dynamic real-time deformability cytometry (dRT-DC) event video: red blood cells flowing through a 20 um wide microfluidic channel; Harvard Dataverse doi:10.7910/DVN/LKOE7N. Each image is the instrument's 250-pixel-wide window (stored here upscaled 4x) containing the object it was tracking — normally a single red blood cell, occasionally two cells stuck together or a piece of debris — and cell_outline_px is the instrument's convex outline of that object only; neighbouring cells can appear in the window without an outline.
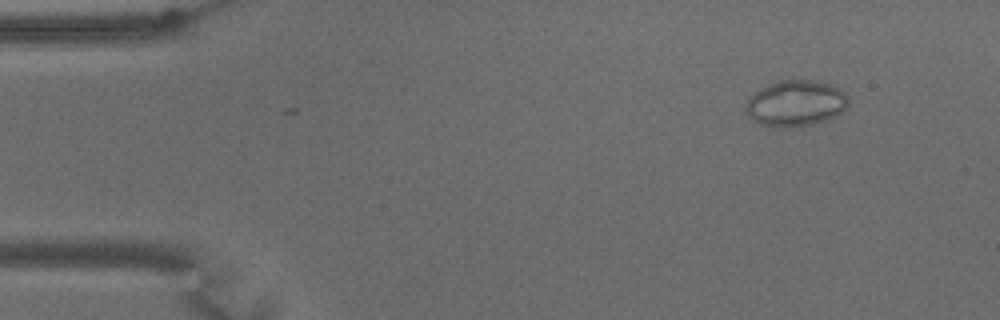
{"species": "common noctule bat (a hibernating species)", "species_latin": "Nyctalus noctula", "temperature_condition": "warm", "stored_images_in_passage": 59, "camera_frame_rate_fps": 3000, "um_per_image_px": 0.085, "animal": {"sex": "male", "body_mass_g": 15.6}, "frame": {"image": 1, "passage_image": 3, "time_ms": 0.667, "image_size_px": [1000, 320], "cell_outline_px": [[848, 104], [840, 112], [824, 120], [812, 124], [760, 124], [752, 120], [748, 112], [748, 100], [756, 92], [768, 84], [780, 80], [812, 80], [828, 84], [840, 88], [848, 96]], "centroid_in_image_um": [67.68, 8.72], "position_along_channel_um": 17.3, "area_um2": 26.18}}
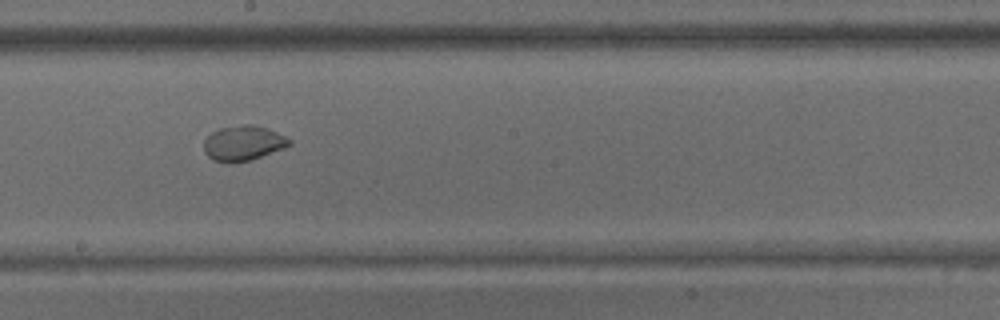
{"frame": {"image": 2, "passage_image": 31, "time_ms": 10.0, "image_size_px": [1000, 320], "cell_outline_px": [[292, 144], [284, 148], [252, 160], [228, 164], [212, 160], [204, 152], [204, 140], [212, 132], [220, 128], [244, 124], [252, 124], [268, 128], [292, 140]], "centroid_in_image_um": [20.67, 12.18], "position_along_channel_um": 227.5, "area_um2": 17.69}}
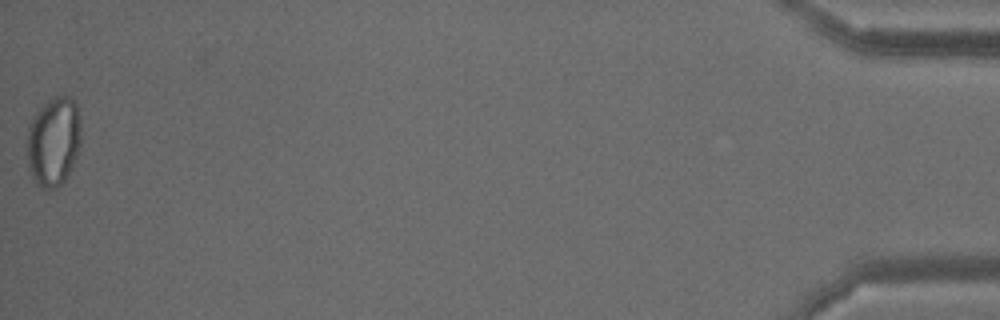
{"frame": {"image": 3, "passage_image": 59, "time_ms": 19.333, "image_size_px": [1000, 320], "cell_outline_px": [[80, 144], [72, 168], [68, 176], [56, 188], [48, 192], [44, 192], [36, 184], [28, 168], [28, 124], [36, 112], [52, 96], [72, 96], [76, 104], [80, 120]], "centroid_in_image_um": [4.55, 12.05], "position_along_channel_um": 430.6, "area_um2": 28.5}}